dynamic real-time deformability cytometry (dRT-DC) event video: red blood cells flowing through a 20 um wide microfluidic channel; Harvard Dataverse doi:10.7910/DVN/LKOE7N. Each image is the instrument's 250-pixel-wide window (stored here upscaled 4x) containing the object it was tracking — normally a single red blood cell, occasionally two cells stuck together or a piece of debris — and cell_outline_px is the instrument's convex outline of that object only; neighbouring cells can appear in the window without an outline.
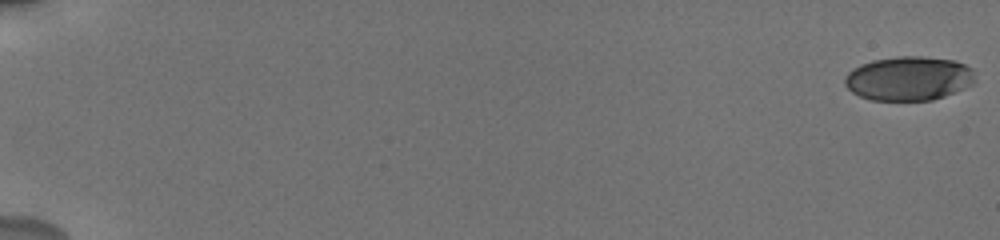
{"species": "human", "species_latin": "Homo sapiens", "temperature_condition": "cold", "stored_images_in_passage": 26, "camera_frame_rate_fps": 3000, "um_per_image_px": 0.085, "donor": {"sex": "male"}, "frame": {"image": 1, "passage_image": 1, "time_ms": 0.0, "image_size_px": [1000, 240], "cell_outline_px": [[976, 80], [972, 84], [964, 88], [944, 96], [932, 100], [872, 100], [860, 96], [852, 92], [844, 84], [844, 76], [852, 68], [860, 64], [872, 60], [896, 56], [924, 56], [952, 60], [964, 64], [972, 68]], "centroid_in_image_um": [77.22, 6.66], "position_along_channel_um": 7.8, "area_um2": 33.7}}
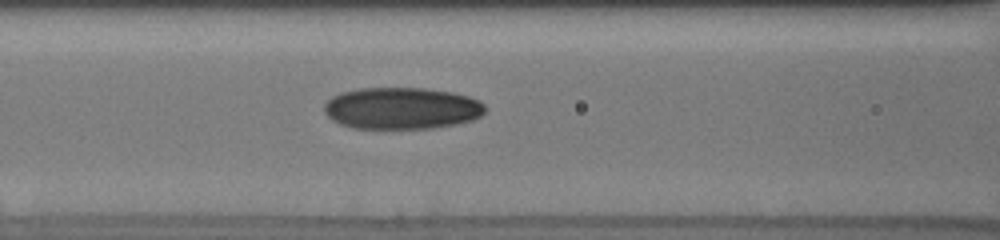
{"frame": {"image": 2, "passage_image": 22, "time_ms": 8.667, "image_size_px": [1000, 240], "cell_outline_px": [[488, 108], [480, 116], [472, 120], [456, 124], [432, 128], [352, 128], [340, 124], [332, 120], [324, 112], [324, 104], [332, 96], [340, 92], [360, 88], [424, 88], [452, 92], [468, 96], [480, 100]], "centroid_in_image_um": [34.15, 9.2], "position_along_channel_um": 132.5, "area_um2": 39.42}}
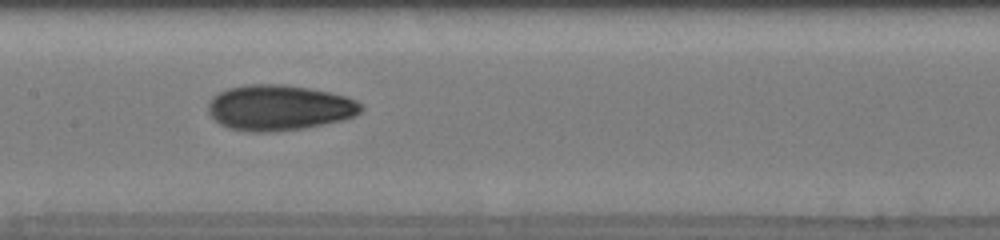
{"frame": {"image": 3, "passage_image": 25, "time_ms": 10.0, "image_size_px": [1000, 240], "cell_outline_px": [[364, 108], [360, 112], [352, 116], [340, 120], [304, 128], [264, 132], [252, 132], [228, 128], [220, 124], [208, 112], [208, 104], [212, 96], [228, 88], [244, 84], [280, 84], [308, 88], [348, 96], [356, 100]], "centroid_in_image_um": [23.7, 9.14], "position_along_channel_um": 183.7, "area_um2": 40.34}}